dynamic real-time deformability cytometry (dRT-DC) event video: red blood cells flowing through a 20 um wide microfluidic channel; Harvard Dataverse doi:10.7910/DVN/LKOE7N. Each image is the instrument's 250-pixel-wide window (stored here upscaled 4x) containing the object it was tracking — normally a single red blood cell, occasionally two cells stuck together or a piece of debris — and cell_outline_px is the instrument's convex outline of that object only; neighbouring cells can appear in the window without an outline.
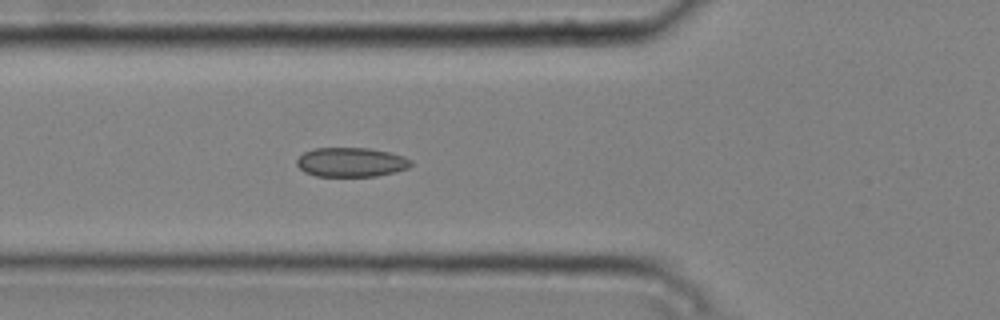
{"species": "common noctule bat (a hibernating species)", "species_latin": "Nyctalus noctula", "temperature_condition": "cold", "stored_images_in_passage": 6, "camera_frame_rate_fps": 3000, "um_per_image_px": 0.085, "animal": {"sex": "male", "body_mass_g": 20.4}, "frame": {"image": 1, "passage_image": 6, "time_ms": 1.667, "image_size_px": [1000, 320], "cell_outline_px": [[412, 164], [408, 168], [396, 172], [376, 176], [316, 176], [304, 172], [296, 164], [296, 160], [304, 152], [316, 148], [368, 148], [388, 152], [404, 156], [412, 160]], "centroid_in_image_um": [29.85, 13.79], "position_along_channel_um": 95.9, "area_um2": 19.54}}